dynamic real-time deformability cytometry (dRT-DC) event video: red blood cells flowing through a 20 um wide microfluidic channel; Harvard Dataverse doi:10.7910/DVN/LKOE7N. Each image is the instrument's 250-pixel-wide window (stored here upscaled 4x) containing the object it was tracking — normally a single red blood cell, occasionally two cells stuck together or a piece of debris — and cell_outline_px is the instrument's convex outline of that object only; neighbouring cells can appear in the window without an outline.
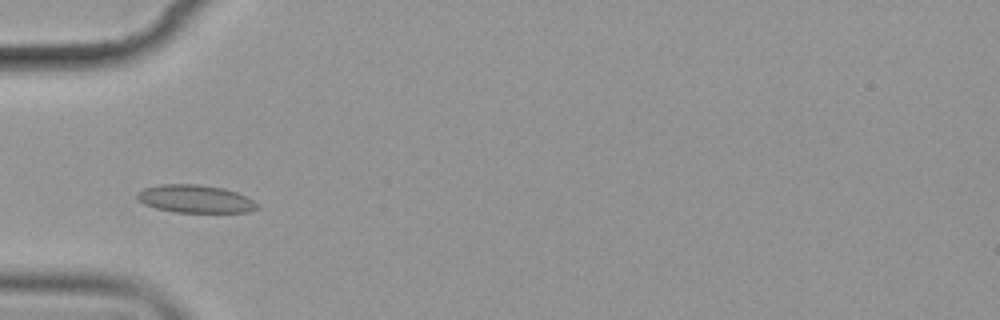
{"species": "common noctule bat (a hibernating species)", "species_latin": "Nyctalus noctula", "temperature_condition": "cold", "stored_images_in_passage": 13, "camera_frame_rate_fps": 3000, "um_per_image_px": 0.085, "animal": {"sex": "female", "body_mass_g": 19.9}, "frame": {"image": 1, "passage_image": 3, "time_ms": 3.0, "image_size_px": [1000, 320], "cell_outline_px": [[260, 208], [248, 212], [176, 212], [156, 208], [144, 204], [136, 200], [136, 192], [144, 188], [160, 184], [200, 184], [224, 188], [248, 196], [260, 204]], "centroid_in_image_um": [16.62, 16.9], "position_along_channel_um": 68.4, "area_um2": 19.83}}
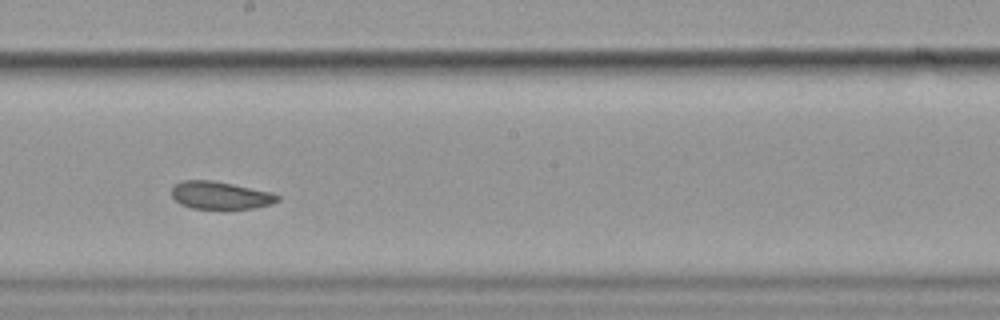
{"frame": {"image": 2, "passage_image": 7, "time_ms": 7.667, "image_size_px": [1000, 320], "cell_outline_px": [[280, 200], [272, 204], [256, 208], [192, 208], [180, 204], [172, 196], [172, 188], [180, 180], [212, 180], [272, 192], [280, 196]], "centroid_in_image_um": [18.75, 16.59], "position_along_channel_um": 229.5, "area_um2": 16.99}}
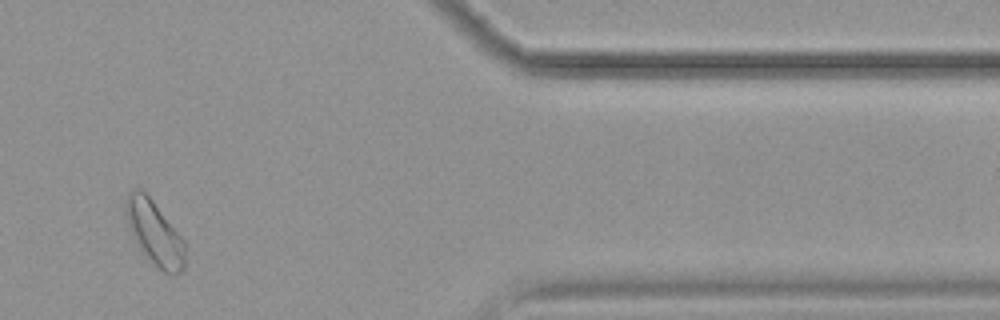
{"frame": {"image": 3, "passage_image": 12, "time_ms": 13.333, "image_size_px": [1000, 320], "cell_outline_px": [[184, 268], [180, 272], [172, 276], [164, 272], [152, 264], [148, 260], [136, 244], [132, 236], [124, 212], [124, 200], [128, 192], [132, 188], [140, 188], [152, 200], [184, 240]], "centroid_in_image_um": [13.09, 19.79], "position_along_channel_um": 398.3, "area_um2": 22.31}}